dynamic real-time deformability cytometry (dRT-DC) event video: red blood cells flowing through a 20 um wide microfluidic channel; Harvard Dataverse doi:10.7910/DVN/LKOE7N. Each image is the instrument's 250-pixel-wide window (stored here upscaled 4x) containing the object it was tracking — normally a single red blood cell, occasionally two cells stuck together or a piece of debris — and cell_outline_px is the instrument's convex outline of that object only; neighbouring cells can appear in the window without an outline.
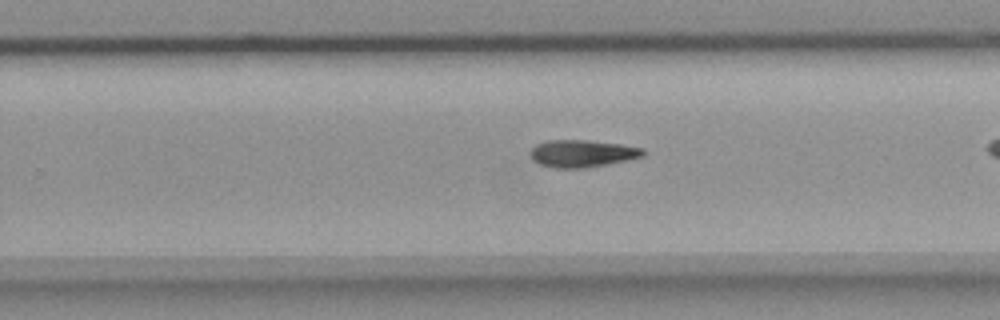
{"species": "common noctule bat (a hibernating species)", "species_latin": "Nyctalus noctula", "temperature_condition": "room temperature", "stored_images_in_passage": 28, "camera_frame_rate_fps": 3000, "um_per_image_px": 0.085, "animal": {"sex": "female", "body_mass_g": 18.4}, "frame": {"image": 1, "passage_image": 20, "time_ms": 6.333, "image_size_px": [1000, 320], "cell_outline_px": [[644, 156], [628, 160], [608, 164], [584, 168], [556, 168], [540, 164], [532, 160], [532, 148], [536, 144], [548, 140], [588, 140], [620, 144], [644, 148]], "centroid_in_image_um": [49.51, 13.04], "position_along_channel_um": 280.3, "area_um2": 17.86}}
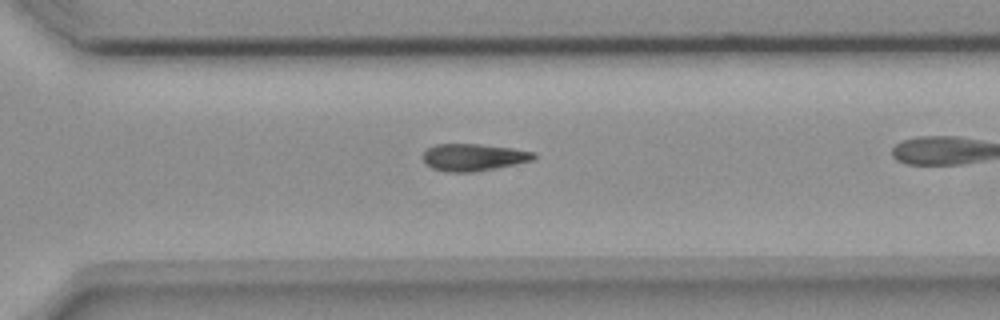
{"frame": {"image": 2, "passage_image": 24, "time_ms": 7.667, "image_size_px": [1000, 320], "cell_outline_px": [[536, 156], [532, 160], [476, 172], [448, 172], [432, 168], [424, 164], [424, 152], [428, 148], [436, 144], [480, 144], [512, 148], [536, 152]], "centroid_in_image_um": [40.23, 13.37], "position_along_channel_um": 330.4, "area_um2": 17.46}}